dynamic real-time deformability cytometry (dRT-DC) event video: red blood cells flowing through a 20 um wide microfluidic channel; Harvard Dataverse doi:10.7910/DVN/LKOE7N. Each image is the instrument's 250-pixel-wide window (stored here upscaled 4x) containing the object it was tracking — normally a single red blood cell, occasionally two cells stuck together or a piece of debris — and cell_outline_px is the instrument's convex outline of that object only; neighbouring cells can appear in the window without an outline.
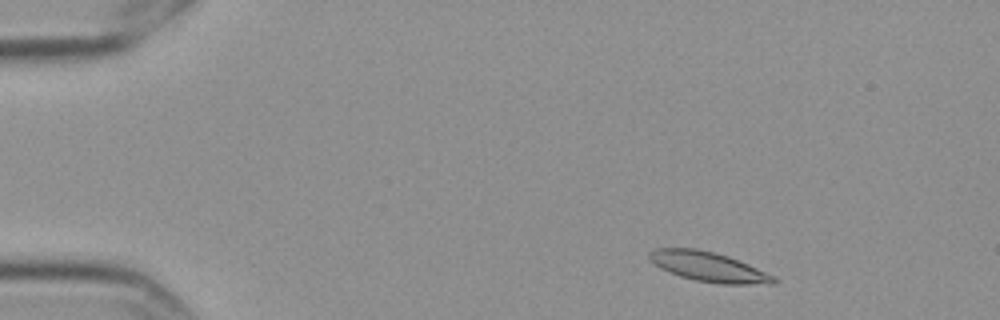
{"species": "Egyptian fruit bat (a non-hibernating species)", "species_latin": "Rousettus aegyptiacus", "temperature_condition": "cold", "stored_images_in_passage": 7, "camera_frame_rate_fps": 3000, "um_per_image_px": 0.085, "frame": {"image": 1, "passage_image": 2, "time_ms": 0.333, "image_size_px": [1000, 320], "cell_outline_px": [[780, 280], [776, 284], [716, 284], [696, 280], [680, 276], [668, 272], [660, 268], [648, 260], [648, 252], [652, 248], [696, 248], [728, 256], [748, 264], [776, 276]], "centroid_in_image_um": [60.23, 22.68], "position_along_channel_um": 24.8, "area_um2": 21.85}}
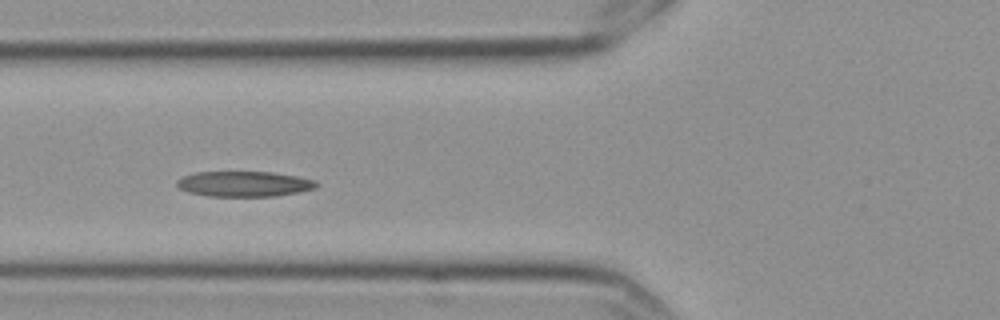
{"frame": {"image": 2, "passage_image": 6, "time_ms": 1.667, "image_size_px": [1000, 320], "cell_outline_px": [[320, 184], [316, 188], [300, 192], [276, 196], [208, 196], [188, 192], [180, 188], [176, 184], [176, 180], [184, 176], [196, 172], [272, 172], [296, 176], [316, 180]], "centroid_in_image_um": [20.79, 15.63], "position_along_channel_um": 105.0, "area_um2": 20.69}}
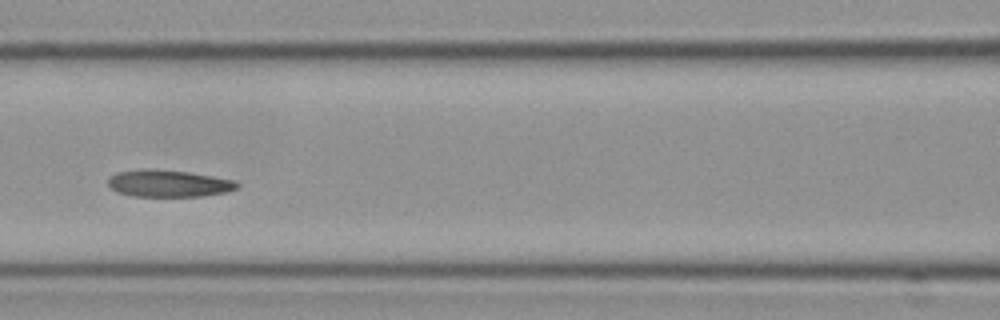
{"frame": {"image": 3, "passage_image": 7, "time_ms": 2.0, "image_size_px": [1000, 320], "cell_outline_px": [[240, 188], [224, 192], [200, 196], [132, 196], [116, 192], [108, 184], [108, 180], [116, 172], [144, 168], [188, 172], [236, 180], [240, 184]], "centroid_in_image_um": [14.34, 15.59], "position_along_channel_um": 152.3, "area_um2": 20.29}}